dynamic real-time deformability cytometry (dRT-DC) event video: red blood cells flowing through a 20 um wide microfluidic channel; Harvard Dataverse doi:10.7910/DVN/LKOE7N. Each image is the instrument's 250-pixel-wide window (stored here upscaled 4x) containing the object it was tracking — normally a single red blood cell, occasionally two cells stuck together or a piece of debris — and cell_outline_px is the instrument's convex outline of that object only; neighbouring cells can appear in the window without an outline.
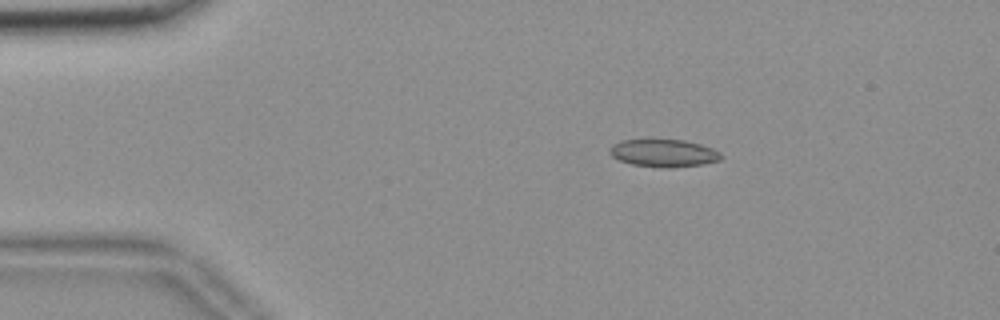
{"species": "common noctule bat (a hibernating species)", "species_latin": "Nyctalus noctula", "temperature_condition": "room temperature", "stored_images_in_passage": 55, "camera_frame_rate_fps": 3000, "um_per_image_px": 0.085, "animal": {"sex": "female", "body_mass_g": 18.4}, "frame": {"image": 1, "passage_image": 10, "time_ms": 3.0, "image_size_px": [1000, 320], "cell_outline_px": [[724, 156], [720, 160], [700, 164], [672, 168], [664, 168], [632, 164], [620, 160], [612, 156], [608, 152], [608, 148], [612, 144], [620, 140], [684, 140], [700, 144], [712, 148], [720, 152]], "centroid_in_image_um": [56.39, 13.01], "position_along_channel_um": 28.6, "area_um2": 17.92}}
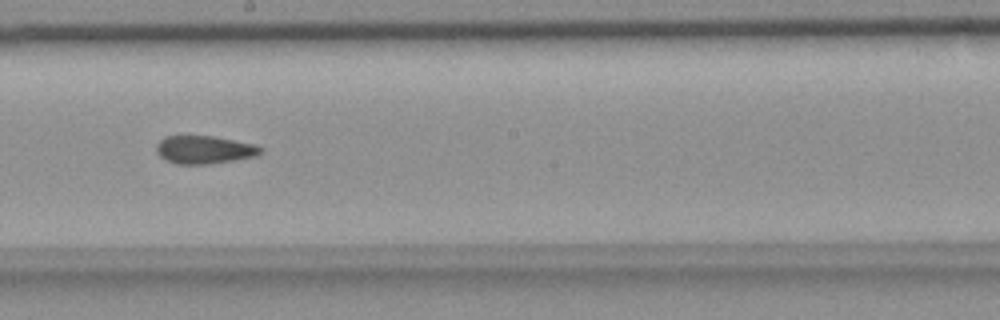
{"frame": {"image": 2, "passage_image": 31, "time_ms": 10.0, "image_size_px": [1000, 320], "cell_outline_px": [[264, 152], [260, 156], [208, 164], [176, 164], [164, 160], [156, 152], [156, 144], [164, 136], [212, 136], [252, 144], [264, 148]], "centroid_in_image_um": [17.37, 12.74], "position_along_channel_um": 230.8, "area_um2": 17.17}}
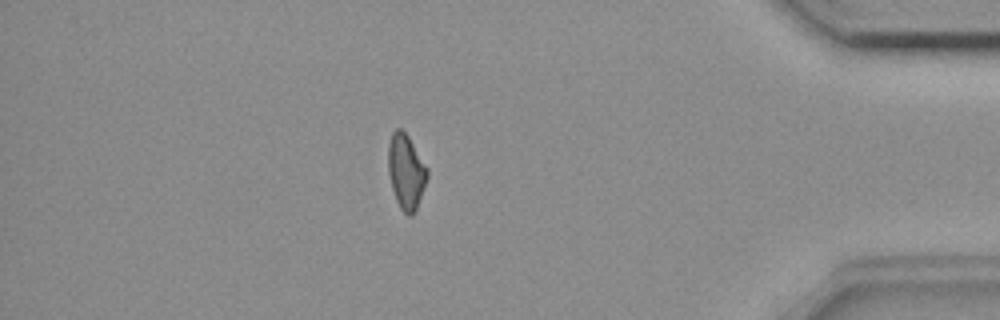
{"frame": {"image": 3, "passage_image": 48, "time_ms": 15.667, "image_size_px": [1000, 320], "cell_outline_px": [[428, 176], [416, 212], [412, 216], [408, 216], [400, 208], [396, 200], [392, 188], [388, 172], [388, 144], [392, 132], [396, 128], [400, 128], [408, 136], [428, 168]], "centroid_in_image_um": [34.52, 14.61], "position_along_channel_um": 400.7, "area_um2": 17.17}, "authors_computed_cell_mechanics": {"area_um2": 17.4556, "velocity_mm_per_s": 3.6895, "shape_relaxation_time_tau1_ms": null, "shape_relaxation_time_tau2_ms": 3.3757, "deformation_change_tau1": null, "deformation_change_tau2": 0.1027}}